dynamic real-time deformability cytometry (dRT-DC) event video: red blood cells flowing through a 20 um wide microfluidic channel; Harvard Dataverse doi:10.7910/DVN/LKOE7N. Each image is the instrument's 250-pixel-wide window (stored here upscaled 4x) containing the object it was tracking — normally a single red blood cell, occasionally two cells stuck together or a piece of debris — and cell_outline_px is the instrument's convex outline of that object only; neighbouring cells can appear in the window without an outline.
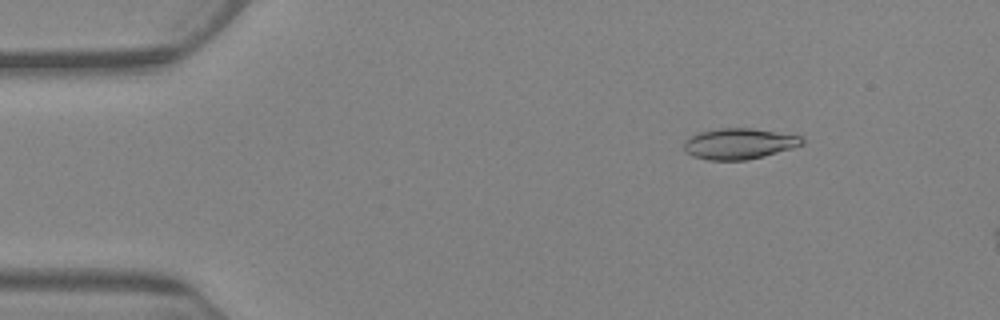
{"species": "Egyptian fruit bat (a non-hibernating species)", "species_latin": "Rousettus aegyptiacus", "temperature_condition": "warm", "stored_images_in_passage": 13, "camera_frame_rate_fps": 3000, "um_per_image_px": 0.085, "animal": {"sex": "female"}, "frame": {"image": 1, "passage_image": 3, "time_ms": 2.333, "image_size_px": [1000, 320], "cell_outline_px": [[804, 144], [792, 148], [764, 156], [748, 160], [708, 160], [692, 156], [684, 148], [684, 140], [700, 132], [716, 128], [752, 128], [800, 136], [804, 140]], "centroid_in_image_um": [62.82, 12.22], "position_along_channel_um": 22.2, "area_um2": 21.15}}
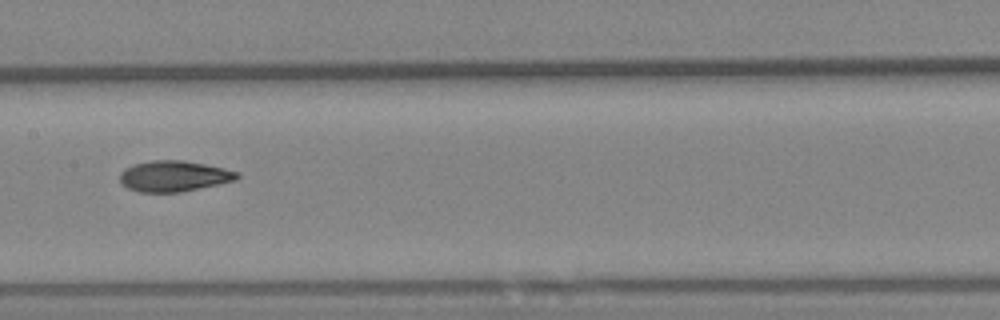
{"frame": {"image": 2, "passage_image": 9, "time_ms": 10.333, "image_size_px": [1000, 320], "cell_outline_px": [[240, 176], [236, 180], [180, 192], [140, 192], [128, 188], [120, 180], [120, 172], [124, 168], [132, 164], [152, 160], [184, 160], [224, 168], [240, 172]], "centroid_in_image_um": [14.78, 14.96], "position_along_channel_um": 192.6, "area_um2": 21.04}}
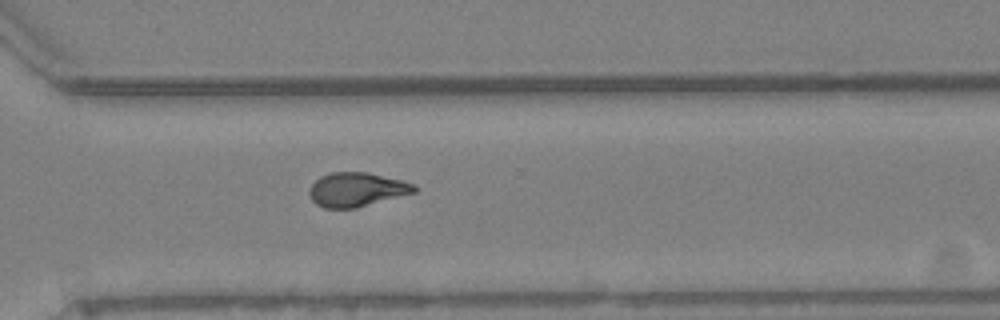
{"frame": {"image": 3, "passage_image": 13, "time_ms": 15.0, "image_size_px": [1000, 320], "cell_outline_px": [[416, 192], [356, 208], [324, 208], [316, 204], [312, 200], [308, 192], [312, 184], [320, 176], [332, 172], [368, 172], [400, 180], [412, 184], [416, 188]], "centroid_in_image_um": [30.28, 16.11], "position_along_channel_um": 340.3, "area_um2": 20.69}}